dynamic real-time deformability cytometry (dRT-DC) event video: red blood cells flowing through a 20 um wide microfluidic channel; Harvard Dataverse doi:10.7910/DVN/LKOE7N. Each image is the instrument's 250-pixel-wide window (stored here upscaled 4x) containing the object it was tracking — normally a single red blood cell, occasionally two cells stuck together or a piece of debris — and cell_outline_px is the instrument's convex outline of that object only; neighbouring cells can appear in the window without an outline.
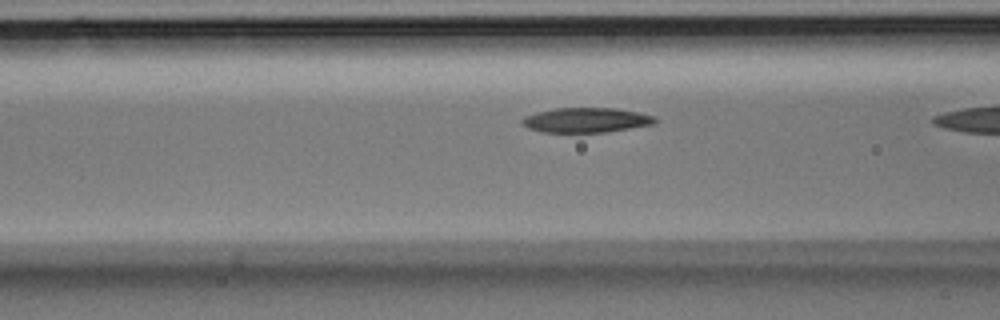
{"species": "Egyptian fruit bat (a non-hibernating species)", "species_latin": "Rousettus aegyptiacus", "temperature_condition": "room temperature", "stored_images_in_passage": 5, "camera_frame_rate_fps": 3000, "um_per_image_px": 0.085, "animal": {"sex": "male"}, "frame": {"image": 1, "passage_image": 4, "time_ms": 1.0, "image_size_px": [1000, 320], "cell_outline_px": [[656, 124], [608, 132], [540, 132], [528, 128], [520, 120], [524, 116], [536, 112], [556, 108], [616, 108], [640, 112], [656, 116]], "centroid_in_image_um": [49.86, 10.21], "position_along_channel_um": 116.7, "area_um2": 19.42}}